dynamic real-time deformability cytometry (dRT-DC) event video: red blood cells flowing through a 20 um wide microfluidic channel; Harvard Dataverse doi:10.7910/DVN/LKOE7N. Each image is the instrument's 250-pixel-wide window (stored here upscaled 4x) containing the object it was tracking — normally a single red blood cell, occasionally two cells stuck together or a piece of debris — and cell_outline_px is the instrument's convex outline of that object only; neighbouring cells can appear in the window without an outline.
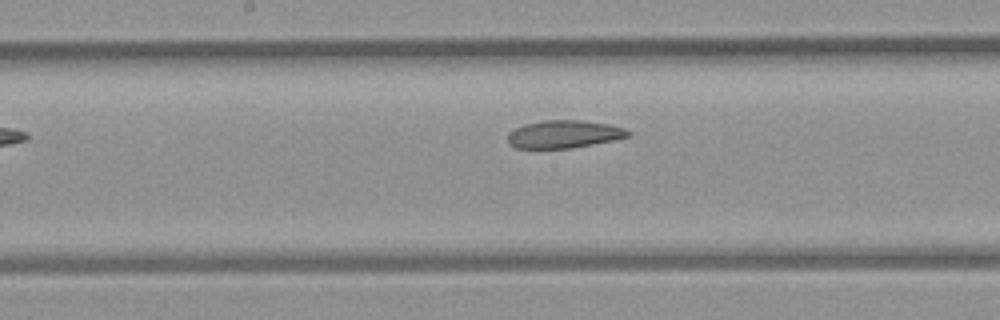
{"species": "common noctule bat (a hibernating species)", "species_latin": "Nyctalus noctula", "temperature_condition": "room temperature", "stored_images_in_passage": 8, "camera_frame_rate_fps": 3000, "um_per_image_px": 0.085, "animal": {"sex": "female", "body_mass_g": 21.9}, "frame": {"image": 1, "passage_image": 7, "time_ms": 7.0, "image_size_px": [1000, 320], "cell_outline_px": [[632, 132], [628, 136], [612, 140], [592, 144], [568, 148], [516, 148], [508, 144], [508, 136], [516, 128], [524, 124], [544, 120], [580, 120], [608, 124], [624, 128]], "centroid_in_image_um": [47.93, 11.4], "position_along_channel_um": 200.3, "area_um2": 19.19}}
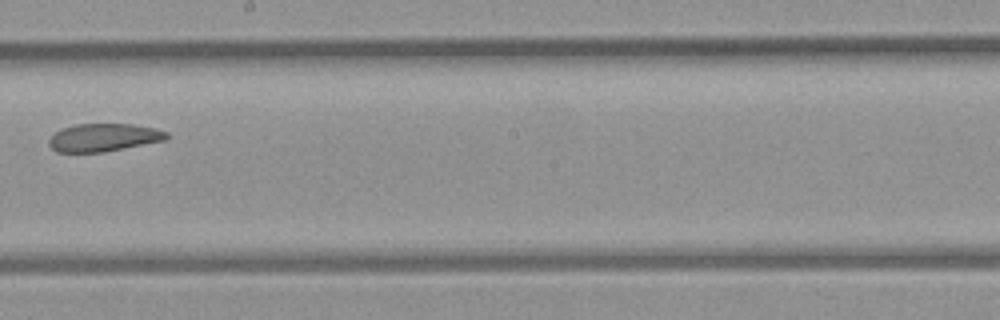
{"frame": {"image": 2, "passage_image": 8, "time_ms": 8.0, "image_size_px": [1000, 320], "cell_outline_px": [[168, 136], [164, 140], [104, 152], [56, 152], [48, 144], [48, 140], [60, 128], [76, 124], [132, 124], [156, 128], [168, 132]], "centroid_in_image_um": [8.79, 11.68], "position_along_channel_um": 239.4, "area_um2": 19.07}}